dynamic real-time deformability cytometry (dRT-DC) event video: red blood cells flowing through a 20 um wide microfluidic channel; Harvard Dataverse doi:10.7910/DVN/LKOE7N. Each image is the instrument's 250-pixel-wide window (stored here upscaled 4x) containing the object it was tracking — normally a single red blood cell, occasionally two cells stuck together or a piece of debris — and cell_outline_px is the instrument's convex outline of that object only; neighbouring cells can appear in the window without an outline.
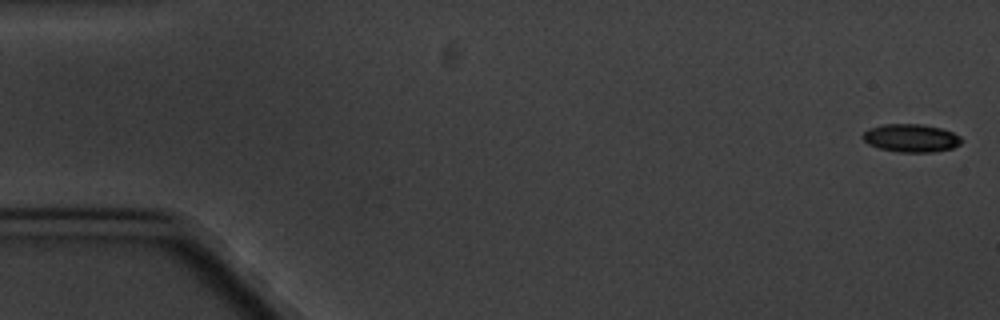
{"species": "common noctule bat (a hibernating species)", "species_latin": "Nyctalus noctula", "temperature_condition": "cold", "stored_images_in_passage": 5, "camera_frame_rate_fps": 3000, "um_per_image_px": 0.085, "animal": {"sex": "male", "body_mass_g": 20.1, "forearm_length_mm": 53.5}, "frame": {"image": 1, "passage_image": 1, "time_ms": 0.0, "image_size_px": [1000, 320], "cell_outline_px": [[964, 140], [960, 144], [952, 148], [936, 152], [896, 152], [880, 148], [868, 144], [860, 136], [868, 128], [884, 124], [924, 124], [940, 128], [952, 132], [960, 136]], "centroid_in_image_um": [77.44, 11.73], "position_along_channel_um": 7.6, "area_um2": 16.3}}
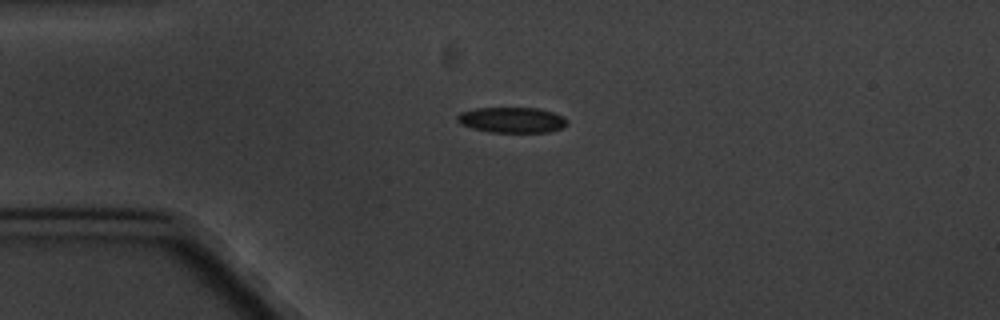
{"frame": {"image": 2, "passage_image": 4, "time_ms": 4.333, "image_size_px": [1000, 320], "cell_outline_px": [[568, 124], [560, 128], [548, 132], [488, 132], [472, 128], [460, 124], [456, 120], [456, 116], [460, 112], [476, 108], [536, 108], [552, 112], [564, 116], [568, 120]], "centroid_in_image_um": [43.49, 10.2], "position_along_channel_um": 41.5, "area_um2": 16.42}}